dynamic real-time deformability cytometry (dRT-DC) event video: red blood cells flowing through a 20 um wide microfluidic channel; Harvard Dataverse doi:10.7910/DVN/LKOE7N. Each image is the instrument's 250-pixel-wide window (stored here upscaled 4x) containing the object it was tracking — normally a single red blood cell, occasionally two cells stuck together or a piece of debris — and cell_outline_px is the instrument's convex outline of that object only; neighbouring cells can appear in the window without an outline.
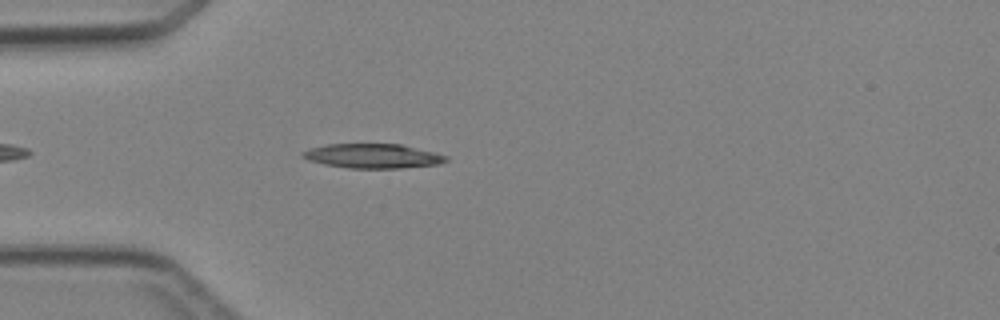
{"species": "Egyptian fruit bat (a non-hibernating species)", "species_latin": "Rousettus aegyptiacus", "temperature_condition": "cold", "stored_images_in_passage": 1, "camera_frame_rate_fps": 3000, "um_per_image_px": 0.085, "animal": {"sex": "female"}, "frame": {"image": 1, "passage_image": 1, "time_ms": 0.0, "image_size_px": [1000, 320], "cell_outline_px": [[448, 160], [440, 164], [400, 168], [348, 168], [324, 164], [308, 160], [300, 156], [300, 152], [308, 148], [324, 144], [400, 144], [436, 152], [448, 156]], "centroid_in_image_um": [31.66, 13.25], "position_along_channel_um": 53.3, "area_um2": 20.63}}